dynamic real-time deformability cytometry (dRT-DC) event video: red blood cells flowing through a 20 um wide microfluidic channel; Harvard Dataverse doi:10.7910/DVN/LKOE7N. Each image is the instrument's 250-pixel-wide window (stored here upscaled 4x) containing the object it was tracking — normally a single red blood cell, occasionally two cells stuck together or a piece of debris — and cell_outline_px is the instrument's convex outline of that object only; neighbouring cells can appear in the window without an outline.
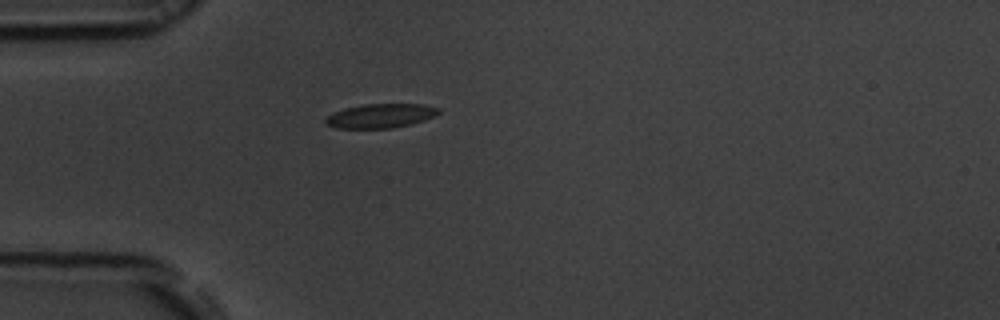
{"species": "common noctule bat (a hibernating species)", "species_latin": "Nyctalus noctula", "temperature_condition": "room temperature", "stored_images_in_passage": 32, "camera_frame_rate_fps": 3000, "um_per_image_px": 0.085, "animal": {"sex": "male", "body_mass_g": 19.5, "forearm_length_mm": 54.6}, "frame": {"image": 1, "passage_image": 1, "time_ms": 0.0, "image_size_px": [1000, 320], "cell_outline_px": [[440, 112], [424, 120], [412, 124], [392, 128], [336, 128], [324, 124], [324, 120], [332, 112], [344, 108], [364, 104], [424, 104], [440, 108]], "centroid_in_image_um": [32.32, 9.84], "position_along_channel_um": 52.7, "area_um2": 16.01}}
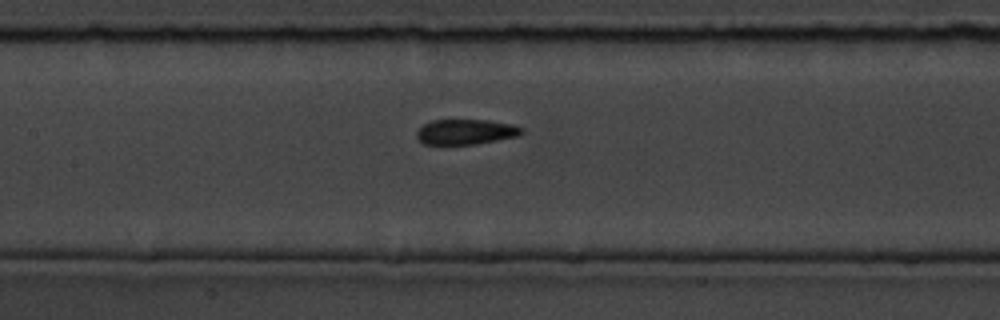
{"frame": {"image": 2, "passage_image": 11, "time_ms": 3.333, "image_size_px": [1000, 320], "cell_outline_px": [[524, 132], [516, 136], [476, 144], [424, 144], [416, 136], [416, 132], [424, 124], [432, 120], [488, 120], [516, 124], [524, 128]], "centroid_in_image_um": [39.63, 11.19], "position_along_channel_um": 167.8, "area_um2": 15.43}}
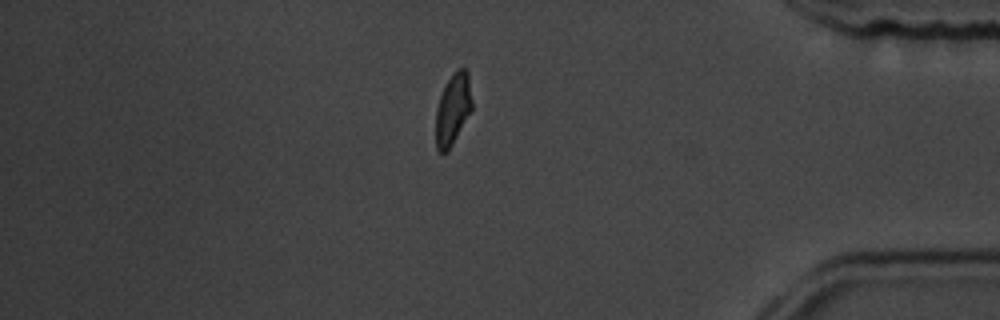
{"frame": {"image": 3, "passage_image": 32, "time_ms": 10.333, "image_size_px": [1000, 320], "cell_outline_px": [[472, 108], [448, 152], [440, 152], [436, 148], [436, 108], [440, 96], [452, 72], [456, 68], [464, 68], [468, 72], [472, 100]], "centroid_in_image_um": [38.49, 9.26], "position_along_channel_um": 396.7, "area_um2": 14.97}, "authors_computed_cell_mechanics": {"area_um2": 16.2129, "velocity_mm_per_s": 3.7323, "shape_relaxation_time_tau1_ms": 5.0319, "shape_relaxation_time_tau2_ms": 2.2228, "deformation_change_tau1": 0.1439, "deformation_change_tau2": 0.0552}}